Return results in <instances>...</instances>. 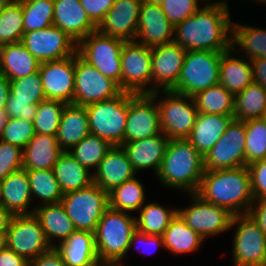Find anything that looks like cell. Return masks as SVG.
<instances>
[{
  "label": "cell",
  "instance_id": "28",
  "mask_svg": "<svg viewBox=\"0 0 266 266\" xmlns=\"http://www.w3.org/2000/svg\"><path fill=\"white\" fill-rule=\"evenodd\" d=\"M233 119V115L198 113L187 140L204 157L221 138Z\"/></svg>",
  "mask_w": 266,
  "mask_h": 266
},
{
  "label": "cell",
  "instance_id": "43",
  "mask_svg": "<svg viewBox=\"0 0 266 266\" xmlns=\"http://www.w3.org/2000/svg\"><path fill=\"white\" fill-rule=\"evenodd\" d=\"M24 32L53 25L54 0H22Z\"/></svg>",
  "mask_w": 266,
  "mask_h": 266
},
{
  "label": "cell",
  "instance_id": "10",
  "mask_svg": "<svg viewBox=\"0 0 266 266\" xmlns=\"http://www.w3.org/2000/svg\"><path fill=\"white\" fill-rule=\"evenodd\" d=\"M234 266H262L266 257V236L248 214L234 215L231 227Z\"/></svg>",
  "mask_w": 266,
  "mask_h": 266
},
{
  "label": "cell",
  "instance_id": "9",
  "mask_svg": "<svg viewBox=\"0 0 266 266\" xmlns=\"http://www.w3.org/2000/svg\"><path fill=\"white\" fill-rule=\"evenodd\" d=\"M165 97L157 101L161 131L169 139H188L198 115L193 97L172 90H160Z\"/></svg>",
  "mask_w": 266,
  "mask_h": 266
},
{
  "label": "cell",
  "instance_id": "26",
  "mask_svg": "<svg viewBox=\"0 0 266 266\" xmlns=\"http://www.w3.org/2000/svg\"><path fill=\"white\" fill-rule=\"evenodd\" d=\"M66 266H98L94 233L75 231L55 246Z\"/></svg>",
  "mask_w": 266,
  "mask_h": 266
},
{
  "label": "cell",
  "instance_id": "29",
  "mask_svg": "<svg viewBox=\"0 0 266 266\" xmlns=\"http://www.w3.org/2000/svg\"><path fill=\"white\" fill-rule=\"evenodd\" d=\"M32 210L52 247L56 246L53 238H58L60 244L76 231L61 202L42 204Z\"/></svg>",
  "mask_w": 266,
  "mask_h": 266
},
{
  "label": "cell",
  "instance_id": "51",
  "mask_svg": "<svg viewBox=\"0 0 266 266\" xmlns=\"http://www.w3.org/2000/svg\"><path fill=\"white\" fill-rule=\"evenodd\" d=\"M89 19L96 25L103 20L115 0H79Z\"/></svg>",
  "mask_w": 266,
  "mask_h": 266
},
{
  "label": "cell",
  "instance_id": "66",
  "mask_svg": "<svg viewBox=\"0 0 266 266\" xmlns=\"http://www.w3.org/2000/svg\"><path fill=\"white\" fill-rule=\"evenodd\" d=\"M98 266H109V263H106V264H99Z\"/></svg>",
  "mask_w": 266,
  "mask_h": 266
},
{
  "label": "cell",
  "instance_id": "41",
  "mask_svg": "<svg viewBox=\"0 0 266 266\" xmlns=\"http://www.w3.org/2000/svg\"><path fill=\"white\" fill-rule=\"evenodd\" d=\"M112 145L97 135L89 134L68 152L80 164L88 168H98Z\"/></svg>",
  "mask_w": 266,
  "mask_h": 266
},
{
  "label": "cell",
  "instance_id": "48",
  "mask_svg": "<svg viewBox=\"0 0 266 266\" xmlns=\"http://www.w3.org/2000/svg\"><path fill=\"white\" fill-rule=\"evenodd\" d=\"M198 1L202 3L206 0H167L161 6L166 17L175 27L201 8Z\"/></svg>",
  "mask_w": 266,
  "mask_h": 266
},
{
  "label": "cell",
  "instance_id": "46",
  "mask_svg": "<svg viewBox=\"0 0 266 266\" xmlns=\"http://www.w3.org/2000/svg\"><path fill=\"white\" fill-rule=\"evenodd\" d=\"M65 103L45 99L38 104V110L33 120L35 133L56 136Z\"/></svg>",
  "mask_w": 266,
  "mask_h": 266
},
{
  "label": "cell",
  "instance_id": "68",
  "mask_svg": "<svg viewBox=\"0 0 266 266\" xmlns=\"http://www.w3.org/2000/svg\"><path fill=\"white\" fill-rule=\"evenodd\" d=\"M262 266H266V257H265V260H264V263H263Z\"/></svg>",
  "mask_w": 266,
  "mask_h": 266
},
{
  "label": "cell",
  "instance_id": "4",
  "mask_svg": "<svg viewBox=\"0 0 266 266\" xmlns=\"http://www.w3.org/2000/svg\"><path fill=\"white\" fill-rule=\"evenodd\" d=\"M137 230L136 217L108 207L94 232L95 247L101 264L120 263L129 251L132 235Z\"/></svg>",
  "mask_w": 266,
  "mask_h": 266
},
{
  "label": "cell",
  "instance_id": "6",
  "mask_svg": "<svg viewBox=\"0 0 266 266\" xmlns=\"http://www.w3.org/2000/svg\"><path fill=\"white\" fill-rule=\"evenodd\" d=\"M223 52L189 50L176 86L172 91L193 97L198 92L219 84Z\"/></svg>",
  "mask_w": 266,
  "mask_h": 266
},
{
  "label": "cell",
  "instance_id": "39",
  "mask_svg": "<svg viewBox=\"0 0 266 266\" xmlns=\"http://www.w3.org/2000/svg\"><path fill=\"white\" fill-rule=\"evenodd\" d=\"M109 207L118 211L140 210L145 202L143 184L135 176L108 193Z\"/></svg>",
  "mask_w": 266,
  "mask_h": 266
},
{
  "label": "cell",
  "instance_id": "16",
  "mask_svg": "<svg viewBox=\"0 0 266 266\" xmlns=\"http://www.w3.org/2000/svg\"><path fill=\"white\" fill-rule=\"evenodd\" d=\"M6 234L7 247L29 262L52 248L34 214L14 215Z\"/></svg>",
  "mask_w": 266,
  "mask_h": 266
},
{
  "label": "cell",
  "instance_id": "62",
  "mask_svg": "<svg viewBox=\"0 0 266 266\" xmlns=\"http://www.w3.org/2000/svg\"><path fill=\"white\" fill-rule=\"evenodd\" d=\"M143 1L148 2V3H152V4L162 5L167 0H143Z\"/></svg>",
  "mask_w": 266,
  "mask_h": 266
},
{
  "label": "cell",
  "instance_id": "42",
  "mask_svg": "<svg viewBox=\"0 0 266 266\" xmlns=\"http://www.w3.org/2000/svg\"><path fill=\"white\" fill-rule=\"evenodd\" d=\"M32 198L37 196L43 204L59 203L63 193L53 170H26Z\"/></svg>",
  "mask_w": 266,
  "mask_h": 266
},
{
  "label": "cell",
  "instance_id": "47",
  "mask_svg": "<svg viewBox=\"0 0 266 266\" xmlns=\"http://www.w3.org/2000/svg\"><path fill=\"white\" fill-rule=\"evenodd\" d=\"M34 135L33 121L22 118H7L0 140L17 145L23 149Z\"/></svg>",
  "mask_w": 266,
  "mask_h": 266
},
{
  "label": "cell",
  "instance_id": "67",
  "mask_svg": "<svg viewBox=\"0 0 266 266\" xmlns=\"http://www.w3.org/2000/svg\"><path fill=\"white\" fill-rule=\"evenodd\" d=\"M262 118L264 119V121H265V123H266V112H265V114L263 115Z\"/></svg>",
  "mask_w": 266,
  "mask_h": 266
},
{
  "label": "cell",
  "instance_id": "53",
  "mask_svg": "<svg viewBox=\"0 0 266 266\" xmlns=\"http://www.w3.org/2000/svg\"><path fill=\"white\" fill-rule=\"evenodd\" d=\"M137 242H140L141 244H143V245H145V246H147L148 245V247L149 246H154V249L155 248H158L159 246L161 247V248H164V242H163V237L161 236V235H150V234H146V233H143V232H140V231H138V230H136L135 232H134V234L132 235V238H131V240H130V243H129V250L131 249V247L132 246H134V247H137L138 246V244H137ZM136 244H137V246H136ZM144 246V247H145ZM157 246V247H156ZM143 247V246H142ZM147 247V248H148ZM150 248V247H149ZM148 248V249H149ZM138 249V251H140V252H143V251H141L140 249H141V247H140V249L139 248H137ZM142 249H144V248H142ZM146 249V248H145ZM147 249V250H148ZM145 253L146 252H148V251H144ZM151 253V252H150ZM149 254V253H148Z\"/></svg>",
  "mask_w": 266,
  "mask_h": 266
},
{
  "label": "cell",
  "instance_id": "22",
  "mask_svg": "<svg viewBox=\"0 0 266 266\" xmlns=\"http://www.w3.org/2000/svg\"><path fill=\"white\" fill-rule=\"evenodd\" d=\"M92 173L93 183L107 193L137 174L122 146H112Z\"/></svg>",
  "mask_w": 266,
  "mask_h": 266
},
{
  "label": "cell",
  "instance_id": "37",
  "mask_svg": "<svg viewBox=\"0 0 266 266\" xmlns=\"http://www.w3.org/2000/svg\"><path fill=\"white\" fill-rule=\"evenodd\" d=\"M198 113L233 115L235 95L220 83L193 96Z\"/></svg>",
  "mask_w": 266,
  "mask_h": 266
},
{
  "label": "cell",
  "instance_id": "13",
  "mask_svg": "<svg viewBox=\"0 0 266 266\" xmlns=\"http://www.w3.org/2000/svg\"><path fill=\"white\" fill-rule=\"evenodd\" d=\"M245 121L233 119L221 138L204 156L205 170L245 166Z\"/></svg>",
  "mask_w": 266,
  "mask_h": 266
},
{
  "label": "cell",
  "instance_id": "15",
  "mask_svg": "<svg viewBox=\"0 0 266 266\" xmlns=\"http://www.w3.org/2000/svg\"><path fill=\"white\" fill-rule=\"evenodd\" d=\"M193 200L187 208L178 209L182 220L204 240L231 229L233 214L218 205L203 200L196 193L190 194Z\"/></svg>",
  "mask_w": 266,
  "mask_h": 266
},
{
  "label": "cell",
  "instance_id": "24",
  "mask_svg": "<svg viewBox=\"0 0 266 266\" xmlns=\"http://www.w3.org/2000/svg\"><path fill=\"white\" fill-rule=\"evenodd\" d=\"M169 138L161 132L150 138L139 139L132 142L123 143L121 146L125 150L128 159L135 172L152 168L157 175Z\"/></svg>",
  "mask_w": 266,
  "mask_h": 266
},
{
  "label": "cell",
  "instance_id": "19",
  "mask_svg": "<svg viewBox=\"0 0 266 266\" xmlns=\"http://www.w3.org/2000/svg\"><path fill=\"white\" fill-rule=\"evenodd\" d=\"M39 73L46 99L74 104L75 54L62 60L42 62Z\"/></svg>",
  "mask_w": 266,
  "mask_h": 266
},
{
  "label": "cell",
  "instance_id": "12",
  "mask_svg": "<svg viewBox=\"0 0 266 266\" xmlns=\"http://www.w3.org/2000/svg\"><path fill=\"white\" fill-rule=\"evenodd\" d=\"M122 90L111 78L102 75L75 53L74 104L87 106L118 96Z\"/></svg>",
  "mask_w": 266,
  "mask_h": 266
},
{
  "label": "cell",
  "instance_id": "61",
  "mask_svg": "<svg viewBox=\"0 0 266 266\" xmlns=\"http://www.w3.org/2000/svg\"><path fill=\"white\" fill-rule=\"evenodd\" d=\"M7 247V234L0 233V251Z\"/></svg>",
  "mask_w": 266,
  "mask_h": 266
},
{
  "label": "cell",
  "instance_id": "58",
  "mask_svg": "<svg viewBox=\"0 0 266 266\" xmlns=\"http://www.w3.org/2000/svg\"><path fill=\"white\" fill-rule=\"evenodd\" d=\"M10 93V80L0 74V110H5V105Z\"/></svg>",
  "mask_w": 266,
  "mask_h": 266
},
{
  "label": "cell",
  "instance_id": "23",
  "mask_svg": "<svg viewBox=\"0 0 266 266\" xmlns=\"http://www.w3.org/2000/svg\"><path fill=\"white\" fill-rule=\"evenodd\" d=\"M53 25L63 30L77 44L97 30L79 0H54Z\"/></svg>",
  "mask_w": 266,
  "mask_h": 266
},
{
  "label": "cell",
  "instance_id": "2",
  "mask_svg": "<svg viewBox=\"0 0 266 266\" xmlns=\"http://www.w3.org/2000/svg\"><path fill=\"white\" fill-rule=\"evenodd\" d=\"M196 194L233 215L247 214L254 202L248 166L205 170Z\"/></svg>",
  "mask_w": 266,
  "mask_h": 266
},
{
  "label": "cell",
  "instance_id": "40",
  "mask_svg": "<svg viewBox=\"0 0 266 266\" xmlns=\"http://www.w3.org/2000/svg\"><path fill=\"white\" fill-rule=\"evenodd\" d=\"M23 23L22 0H8L0 13V46L21 42Z\"/></svg>",
  "mask_w": 266,
  "mask_h": 266
},
{
  "label": "cell",
  "instance_id": "63",
  "mask_svg": "<svg viewBox=\"0 0 266 266\" xmlns=\"http://www.w3.org/2000/svg\"><path fill=\"white\" fill-rule=\"evenodd\" d=\"M8 0H0V13L2 11L3 6L6 4Z\"/></svg>",
  "mask_w": 266,
  "mask_h": 266
},
{
  "label": "cell",
  "instance_id": "20",
  "mask_svg": "<svg viewBox=\"0 0 266 266\" xmlns=\"http://www.w3.org/2000/svg\"><path fill=\"white\" fill-rule=\"evenodd\" d=\"M142 2L143 0H115L98 24L97 31L125 42L135 41Z\"/></svg>",
  "mask_w": 266,
  "mask_h": 266
},
{
  "label": "cell",
  "instance_id": "36",
  "mask_svg": "<svg viewBox=\"0 0 266 266\" xmlns=\"http://www.w3.org/2000/svg\"><path fill=\"white\" fill-rule=\"evenodd\" d=\"M266 112V89L260 84L251 83L235 95V120L246 121L262 118Z\"/></svg>",
  "mask_w": 266,
  "mask_h": 266
},
{
  "label": "cell",
  "instance_id": "59",
  "mask_svg": "<svg viewBox=\"0 0 266 266\" xmlns=\"http://www.w3.org/2000/svg\"><path fill=\"white\" fill-rule=\"evenodd\" d=\"M13 214L0 204V233H7Z\"/></svg>",
  "mask_w": 266,
  "mask_h": 266
},
{
  "label": "cell",
  "instance_id": "34",
  "mask_svg": "<svg viewBox=\"0 0 266 266\" xmlns=\"http://www.w3.org/2000/svg\"><path fill=\"white\" fill-rule=\"evenodd\" d=\"M164 249L174 254L197 251L204 239L192 230L177 214L162 235Z\"/></svg>",
  "mask_w": 266,
  "mask_h": 266
},
{
  "label": "cell",
  "instance_id": "5",
  "mask_svg": "<svg viewBox=\"0 0 266 266\" xmlns=\"http://www.w3.org/2000/svg\"><path fill=\"white\" fill-rule=\"evenodd\" d=\"M129 93L122 91L112 99L85 106L91 134L106 140L112 146L124 143Z\"/></svg>",
  "mask_w": 266,
  "mask_h": 266
},
{
  "label": "cell",
  "instance_id": "64",
  "mask_svg": "<svg viewBox=\"0 0 266 266\" xmlns=\"http://www.w3.org/2000/svg\"><path fill=\"white\" fill-rule=\"evenodd\" d=\"M109 266H122L121 262L120 263H109Z\"/></svg>",
  "mask_w": 266,
  "mask_h": 266
},
{
  "label": "cell",
  "instance_id": "44",
  "mask_svg": "<svg viewBox=\"0 0 266 266\" xmlns=\"http://www.w3.org/2000/svg\"><path fill=\"white\" fill-rule=\"evenodd\" d=\"M42 79L39 71L28 76L10 80V93L7 101H22L39 104L45 100Z\"/></svg>",
  "mask_w": 266,
  "mask_h": 266
},
{
  "label": "cell",
  "instance_id": "60",
  "mask_svg": "<svg viewBox=\"0 0 266 266\" xmlns=\"http://www.w3.org/2000/svg\"><path fill=\"white\" fill-rule=\"evenodd\" d=\"M6 119H7V117L5 114V110H0V136H1L2 130L4 128Z\"/></svg>",
  "mask_w": 266,
  "mask_h": 266
},
{
  "label": "cell",
  "instance_id": "1",
  "mask_svg": "<svg viewBox=\"0 0 266 266\" xmlns=\"http://www.w3.org/2000/svg\"><path fill=\"white\" fill-rule=\"evenodd\" d=\"M230 19L227 0L205 4L174 27L173 42L187 51H228L232 48Z\"/></svg>",
  "mask_w": 266,
  "mask_h": 266
},
{
  "label": "cell",
  "instance_id": "57",
  "mask_svg": "<svg viewBox=\"0 0 266 266\" xmlns=\"http://www.w3.org/2000/svg\"><path fill=\"white\" fill-rule=\"evenodd\" d=\"M253 72V82L266 89V58L250 60Z\"/></svg>",
  "mask_w": 266,
  "mask_h": 266
},
{
  "label": "cell",
  "instance_id": "3",
  "mask_svg": "<svg viewBox=\"0 0 266 266\" xmlns=\"http://www.w3.org/2000/svg\"><path fill=\"white\" fill-rule=\"evenodd\" d=\"M204 171V157L187 139H169L156 176L166 187L193 194L198 191Z\"/></svg>",
  "mask_w": 266,
  "mask_h": 266
},
{
  "label": "cell",
  "instance_id": "7",
  "mask_svg": "<svg viewBox=\"0 0 266 266\" xmlns=\"http://www.w3.org/2000/svg\"><path fill=\"white\" fill-rule=\"evenodd\" d=\"M124 43V40L96 30L77 44V53L102 75L115 81L122 90L121 51Z\"/></svg>",
  "mask_w": 266,
  "mask_h": 266
},
{
  "label": "cell",
  "instance_id": "54",
  "mask_svg": "<svg viewBox=\"0 0 266 266\" xmlns=\"http://www.w3.org/2000/svg\"><path fill=\"white\" fill-rule=\"evenodd\" d=\"M30 266H66L61 255L52 247L50 250L41 253L30 262Z\"/></svg>",
  "mask_w": 266,
  "mask_h": 266
},
{
  "label": "cell",
  "instance_id": "14",
  "mask_svg": "<svg viewBox=\"0 0 266 266\" xmlns=\"http://www.w3.org/2000/svg\"><path fill=\"white\" fill-rule=\"evenodd\" d=\"M122 91L148 94L151 86V47L136 41L124 43L121 51Z\"/></svg>",
  "mask_w": 266,
  "mask_h": 266
},
{
  "label": "cell",
  "instance_id": "55",
  "mask_svg": "<svg viewBox=\"0 0 266 266\" xmlns=\"http://www.w3.org/2000/svg\"><path fill=\"white\" fill-rule=\"evenodd\" d=\"M253 203L255 204H252L247 214L253 219L266 236V199L254 200Z\"/></svg>",
  "mask_w": 266,
  "mask_h": 266
},
{
  "label": "cell",
  "instance_id": "33",
  "mask_svg": "<svg viewBox=\"0 0 266 266\" xmlns=\"http://www.w3.org/2000/svg\"><path fill=\"white\" fill-rule=\"evenodd\" d=\"M233 51L231 48L221 55L219 83L236 95L253 83V72L250 60L233 57Z\"/></svg>",
  "mask_w": 266,
  "mask_h": 266
},
{
  "label": "cell",
  "instance_id": "25",
  "mask_svg": "<svg viewBox=\"0 0 266 266\" xmlns=\"http://www.w3.org/2000/svg\"><path fill=\"white\" fill-rule=\"evenodd\" d=\"M29 178L25 169L9 174L0 181V204L13 215H31L32 203Z\"/></svg>",
  "mask_w": 266,
  "mask_h": 266
},
{
  "label": "cell",
  "instance_id": "32",
  "mask_svg": "<svg viewBox=\"0 0 266 266\" xmlns=\"http://www.w3.org/2000/svg\"><path fill=\"white\" fill-rule=\"evenodd\" d=\"M52 170L63 194L86 188L93 183L91 170L80 165L68 151L59 155Z\"/></svg>",
  "mask_w": 266,
  "mask_h": 266
},
{
  "label": "cell",
  "instance_id": "45",
  "mask_svg": "<svg viewBox=\"0 0 266 266\" xmlns=\"http://www.w3.org/2000/svg\"><path fill=\"white\" fill-rule=\"evenodd\" d=\"M245 166L258 160H266V123L263 118L245 121Z\"/></svg>",
  "mask_w": 266,
  "mask_h": 266
},
{
  "label": "cell",
  "instance_id": "38",
  "mask_svg": "<svg viewBox=\"0 0 266 266\" xmlns=\"http://www.w3.org/2000/svg\"><path fill=\"white\" fill-rule=\"evenodd\" d=\"M178 214L177 209H168L156 202L141 207L136 217L137 230L150 235H163L171 221Z\"/></svg>",
  "mask_w": 266,
  "mask_h": 266
},
{
  "label": "cell",
  "instance_id": "11",
  "mask_svg": "<svg viewBox=\"0 0 266 266\" xmlns=\"http://www.w3.org/2000/svg\"><path fill=\"white\" fill-rule=\"evenodd\" d=\"M160 91L151 94L129 93L124 143L160 134V117L156 100Z\"/></svg>",
  "mask_w": 266,
  "mask_h": 266
},
{
  "label": "cell",
  "instance_id": "65",
  "mask_svg": "<svg viewBox=\"0 0 266 266\" xmlns=\"http://www.w3.org/2000/svg\"><path fill=\"white\" fill-rule=\"evenodd\" d=\"M255 1H257V2H260V3H266V0H255Z\"/></svg>",
  "mask_w": 266,
  "mask_h": 266
},
{
  "label": "cell",
  "instance_id": "27",
  "mask_svg": "<svg viewBox=\"0 0 266 266\" xmlns=\"http://www.w3.org/2000/svg\"><path fill=\"white\" fill-rule=\"evenodd\" d=\"M90 134L86 108L66 104L60 119L56 139L62 151H69Z\"/></svg>",
  "mask_w": 266,
  "mask_h": 266
},
{
  "label": "cell",
  "instance_id": "49",
  "mask_svg": "<svg viewBox=\"0 0 266 266\" xmlns=\"http://www.w3.org/2000/svg\"><path fill=\"white\" fill-rule=\"evenodd\" d=\"M23 168V149L0 140V181Z\"/></svg>",
  "mask_w": 266,
  "mask_h": 266
},
{
  "label": "cell",
  "instance_id": "31",
  "mask_svg": "<svg viewBox=\"0 0 266 266\" xmlns=\"http://www.w3.org/2000/svg\"><path fill=\"white\" fill-rule=\"evenodd\" d=\"M40 64L21 42L0 46V72L9 80L38 72Z\"/></svg>",
  "mask_w": 266,
  "mask_h": 266
},
{
  "label": "cell",
  "instance_id": "21",
  "mask_svg": "<svg viewBox=\"0 0 266 266\" xmlns=\"http://www.w3.org/2000/svg\"><path fill=\"white\" fill-rule=\"evenodd\" d=\"M173 37L174 26L166 17L162 6L143 1L135 41L152 48L173 42Z\"/></svg>",
  "mask_w": 266,
  "mask_h": 266
},
{
  "label": "cell",
  "instance_id": "52",
  "mask_svg": "<svg viewBox=\"0 0 266 266\" xmlns=\"http://www.w3.org/2000/svg\"><path fill=\"white\" fill-rule=\"evenodd\" d=\"M38 110V104H28L22 101H7L5 114L7 118H22L33 121Z\"/></svg>",
  "mask_w": 266,
  "mask_h": 266
},
{
  "label": "cell",
  "instance_id": "50",
  "mask_svg": "<svg viewBox=\"0 0 266 266\" xmlns=\"http://www.w3.org/2000/svg\"><path fill=\"white\" fill-rule=\"evenodd\" d=\"M248 166L254 200L266 199V160H258Z\"/></svg>",
  "mask_w": 266,
  "mask_h": 266
},
{
  "label": "cell",
  "instance_id": "17",
  "mask_svg": "<svg viewBox=\"0 0 266 266\" xmlns=\"http://www.w3.org/2000/svg\"><path fill=\"white\" fill-rule=\"evenodd\" d=\"M21 43L40 63L62 60L77 52V43L54 25L24 32Z\"/></svg>",
  "mask_w": 266,
  "mask_h": 266
},
{
  "label": "cell",
  "instance_id": "35",
  "mask_svg": "<svg viewBox=\"0 0 266 266\" xmlns=\"http://www.w3.org/2000/svg\"><path fill=\"white\" fill-rule=\"evenodd\" d=\"M232 49L240 47L248 60L266 58V29L232 23ZM237 45V46H236Z\"/></svg>",
  "mask_w": 266,
  "mask_h": 266
},
{
  "label": "cell",
  "instance_id": "18",
  "mask_svg": "<svg viewBox=\"0 0 266 266\" xmlns=\"http://www.w3.org/2000/svg\"><path fill=\"white\" fill-rule=\"evenodd\" d=\"M187 50L175 42L151 48L152 73L148 94L172 90L178 81Z\"/></svg>",
  "mask_w": 266,
  "mask_h": 266
},
{
  "label": "cell",
  "instance_id": "56",
  "mask_svg": "<svg viewBox=\"0 0 266 266\" xmlns=\"http://www.w3.org/2000/svg\"><path fill=\"white\" fill-rule=\"evenodd\" d=\"M0 266H30V262L6 247L0 251Z\"/></svg>",
  "mask_w": 266,
  "mask_h": 266
},
{
  "label": "cell",
  "instance_id": "30",
  "mask_svg": "<svg viewBox=\"0 0 266 266\" xmlns=\"http://www.w3.org/2000/svg\"><path fill=\"white\" fill-rule=\"evenodd\" d=\"M62 152L56 136L35 133L23 148V169L52 170Z\"/></svg>",
  "mask_w": 266,
  "mask_h": 266
},
{
  "label": "cell",
  "instance_id": "8",
  "mask_svg": "<svg viewBox=\"0 0 266 266\" xmlns=\"http://www.w3.org/2000/svg\"><path fill=\"white\" fill-rule=\"evenodd\" d=\"M77 231L94 233L109 207L108 193L92 183L86 188L63 194L60 201Z\"/></svg>",
  "mask_w": 266,
  "mask_h": 266
}]
</instances>
